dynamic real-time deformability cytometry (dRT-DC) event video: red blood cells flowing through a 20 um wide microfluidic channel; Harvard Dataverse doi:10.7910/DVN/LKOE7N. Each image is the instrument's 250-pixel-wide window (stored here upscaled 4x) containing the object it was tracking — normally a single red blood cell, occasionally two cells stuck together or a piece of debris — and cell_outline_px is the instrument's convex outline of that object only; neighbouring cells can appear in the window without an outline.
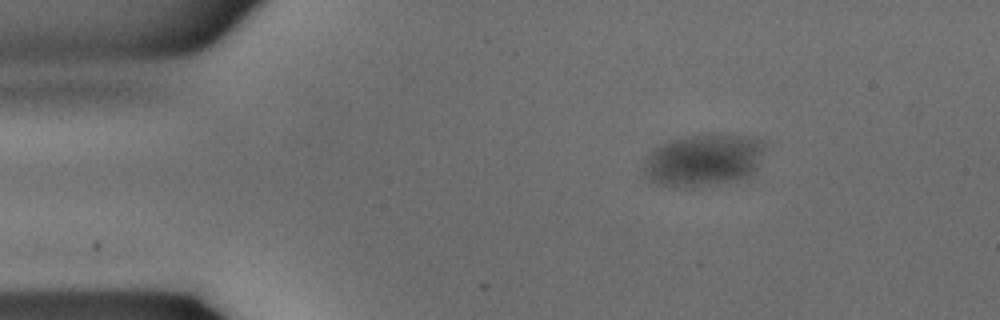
{"species": "common noctule bat (a hibernating species)", "species_latin": "Nyctalus noctula", "temperature_condition": "warm", "stored_images_in_passage": 31, "camera_frame_rate_fps": 3000, "um_per_image_px": 0.085, "animal": {"sex": "male", "body_mass_g": 15.6}, "frame": {"image": 1, "passage_image": 1, "time_ms": 0.0, "image_size_px": [1000, 320], "cell_outline_px": [[764, 140], [756, 168], [748, 176], [740, 180], [692, 188], [676, 188], [656, 184], [648, 180], [644, 176], [644, 156], [668, 140], [712, 132], [744, 136]], "centroid_in_image_um": [59.72, 13.62], "position_along_channel_um": 25.3, "area_um2": 37.4}}
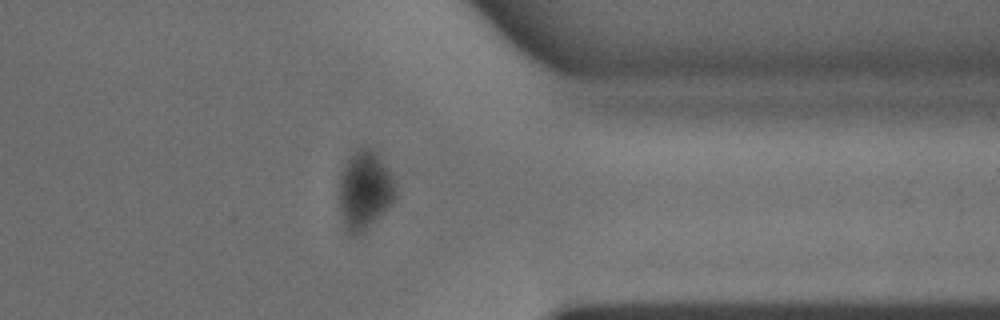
{"frame": {"image": 2, "passage_image": 24, "time_ms": 7.667, "image_size_px": [1000, 320], "cell_outline_px": [[396, 196], [380, 216], [364, 232], [356, 236], [352, 236], [344, 228], [340, 212], [340, 172], [356, 148], [372, 148], [392, 172], [396, 180]], "centroid_in_image_um": [31.01, 16.17], "position_along_channel_um": 380.4, "area_um2": 26.01}}
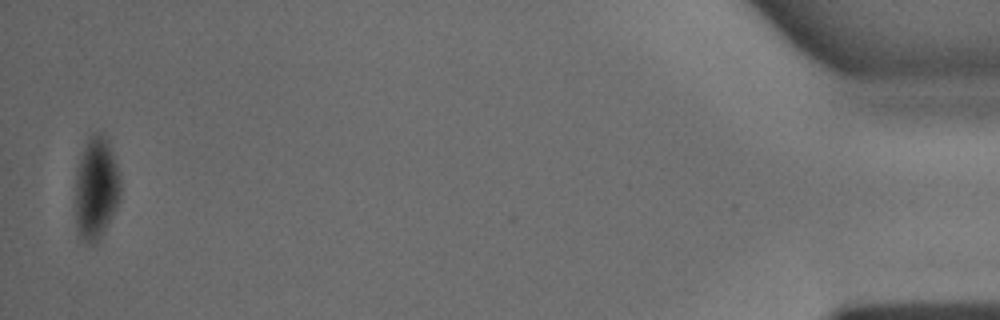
{"frame": {"image": 3, "passage_image": 31, "time_ms": 10.0, "image_size_px": [1000, 320], "cell_outline_px": [[120, 200], [104, 228], [96, 240], [88, 240], [80, 236], [76, 224], [76, 172], [80, 156], [84, 144], [88, 136], [92, 132], [100, 132], [108, 140], [120, 176]], "centroid_in_image_um": [8.17, 15.86], "position_along_channel_um": 427.0, "area_um2": 26.36}}